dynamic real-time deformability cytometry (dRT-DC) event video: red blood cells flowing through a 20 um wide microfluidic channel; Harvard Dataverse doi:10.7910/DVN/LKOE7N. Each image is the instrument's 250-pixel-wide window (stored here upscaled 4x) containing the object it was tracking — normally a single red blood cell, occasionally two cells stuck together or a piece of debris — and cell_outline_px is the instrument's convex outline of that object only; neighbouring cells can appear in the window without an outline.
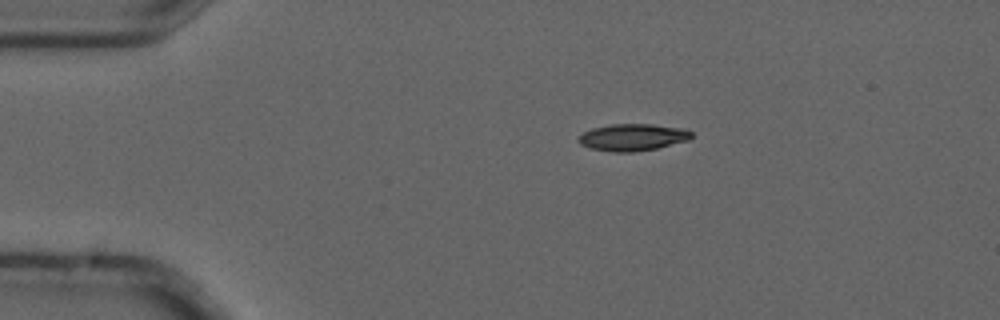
{"species": "common noctule bat (a hibernating species)", "species_latin": "Nyctalus noctula", "temperature_condition": "cold", "stored_images_in_passage": 4, "camera_frame_rate_fps": 3000, "um_per_image_px": 0.085, "animal": {"sex": "male", "forearm_length_mm": 52.5}, "frame": {"image": 1, "passage_image": 1, "time_ms": 0.0, "image_size_px": [1000, 320], "cell_outline_px": [[692, 136], [688, 140], [656, 148], [632, 152], [612, 152], [588, 148], [580, 144], [576, 140], [584, 132], [592, 128], [612, 124], [652, 124], [680, 128], [692, 132]], "centroid_in_image_um": [53.73, 11.67], "position_along_channel_um": 31.3, "area_um2": 17.63}}
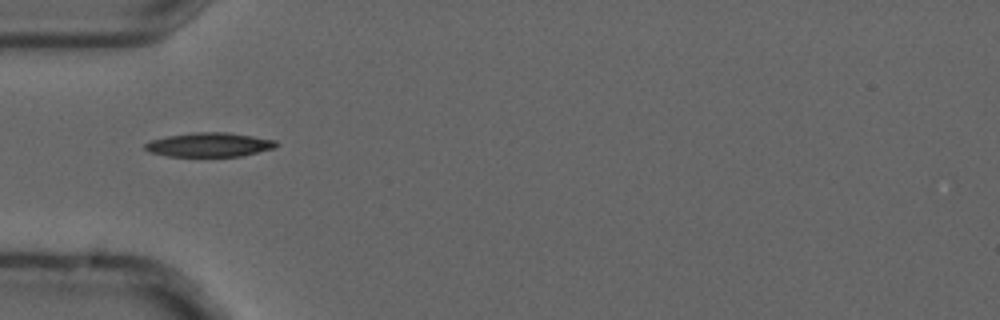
{"frame": {"image": 2, "passage_image": 3, "time_ms": 0.667, "image_size_px": [1000, 320], "cell_outline_px": [[280, 144], [276, 148], [240, 156], [168, 156], [148, 152], [144, 148], [144, 144], [152, 140], [168, 136], [196, 132], [228, 132], [276, 140]], "centroid_in_image_um": [17.82, 12.3], "position_along_channel_um": 67.2, "area_um2": 18.44}}
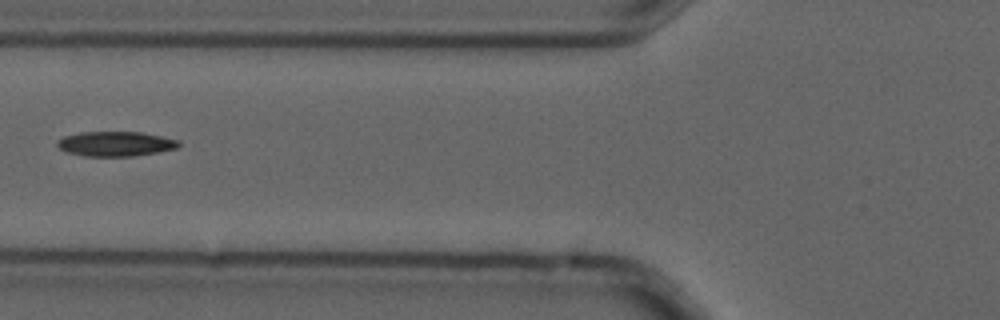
{"frame": {"image": 3, "passage_image": 4, "time_ms": 1.0, "image_size_px": [1000, 320], "cell_outline_px": [[180, 144], [176, 148], [156, 152], [132, 156], [84, 156], [68, 152], [60, 148], [56, 144], [56, 140], [64, 136], [80, 132], [140, 132], [180, 140]], "centroid_in_image_um": [9.79, 12.22], "position_along_channel_um": 116.0, "area_um2": 17.4}}